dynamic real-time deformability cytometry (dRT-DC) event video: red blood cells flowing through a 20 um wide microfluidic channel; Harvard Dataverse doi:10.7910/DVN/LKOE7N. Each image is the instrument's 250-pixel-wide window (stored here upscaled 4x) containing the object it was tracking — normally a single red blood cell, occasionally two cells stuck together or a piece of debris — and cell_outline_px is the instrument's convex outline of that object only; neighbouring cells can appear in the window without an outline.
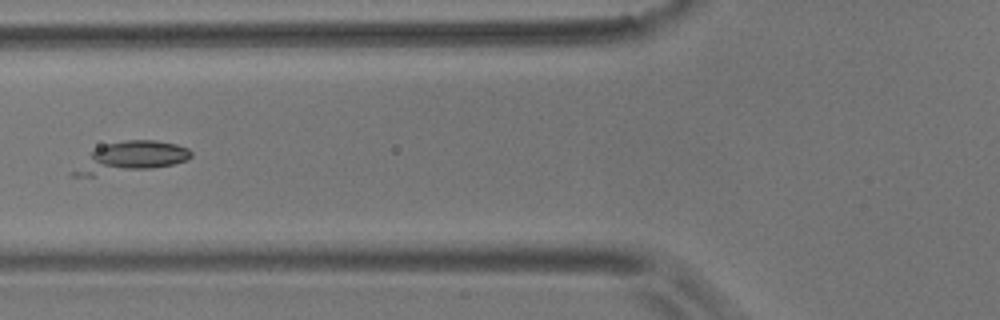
{"species": "common noctule bat (a hibernating species)", "species_latin": "Nyctalus noctula", "temperature_condition": "room temperature", "stored_images_in_passage": 5, "camera_frame_rate_fps": 3000, "um_per_image_px": 0.085, "animal": {"sex": "male", "body_mass_g": 17.9}, "frame": {"image": 1, "passage_image": 5, "time_ms": 4.667, "image_size_px": [1000, 320], "cell_outline_px": [[192, 156], [188, 160], [172, 164], [152, 168], [92, 176], [68, 176], [96, 148], [104, 144], [124, 140], [156, 140], [176, 144], [188, 148], [192, 152]], "centroid_in_image_um": [11.15, 13.36], "position_along_channel_um": 114.7, "area_um2": 20.75}}